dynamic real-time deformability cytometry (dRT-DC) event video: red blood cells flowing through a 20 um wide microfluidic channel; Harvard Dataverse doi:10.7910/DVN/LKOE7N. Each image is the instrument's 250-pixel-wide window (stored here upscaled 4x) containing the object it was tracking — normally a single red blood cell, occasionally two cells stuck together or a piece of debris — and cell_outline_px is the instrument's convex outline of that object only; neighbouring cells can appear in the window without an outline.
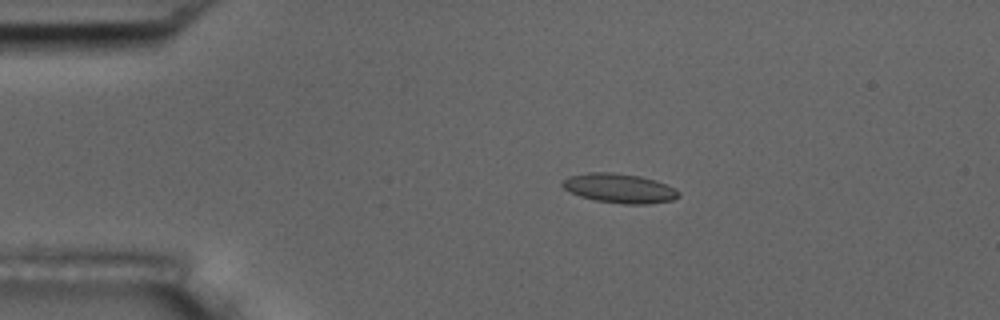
{"species": "common noctule bat (a hibernating species)", "species_latin": "Nyctalus noctula", "temperature_condition": "room temperature", "stored_images_in_passage": 9, "camera_frame_rate_fps": 3000, "um_per_image_px": 0.085, "animal": {"sex": "male", "body_mass_g": 17.5, "forearm_length_mm": 52.3}, "frame": {"image": 1, "passage_image": 2, "time_ms": 1.333, "image_size_px": [1000, 320], "cell_outline_px": [[680, 196], [672, 200], [648, 204], [624, 204], [596, 200], [580, 196], [568, 192], [560, 184], [568, 176], [588, 172], [612, 172], [640, 176], [656, 180], [676, 188], [680, 192]], "centroid_in_image_um": [52.65, 16.0], "position_along_channel_um": 32.3, "area_um2": 20.06}}
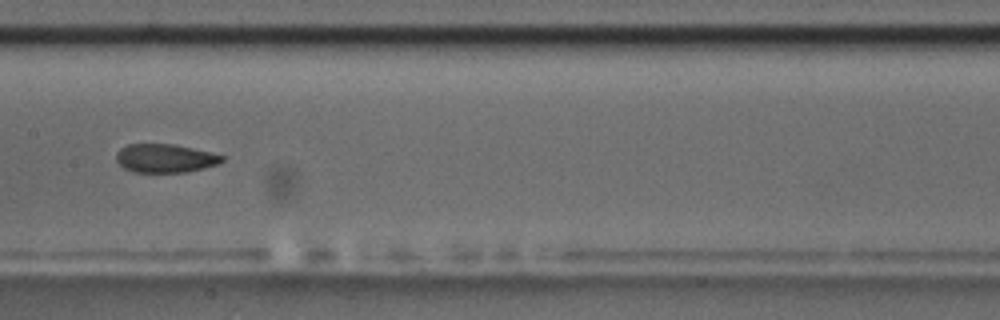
{"frame": {"image": 2, "passage_image": 7, "time_ms": 7.0, "image_size_px": [1000, 320], "cell_outline_px": [[224, 160], [220, 164], [188, 172], [132, 172], [124, 168], [116, 160], [116, 152], [120, 148], [128, 144], [176, 144], [224, 156]], "centroid_in_image_um": [14.03, 13.45], "position_along_channel_um": 193.4, "area_um2": 17.69}}
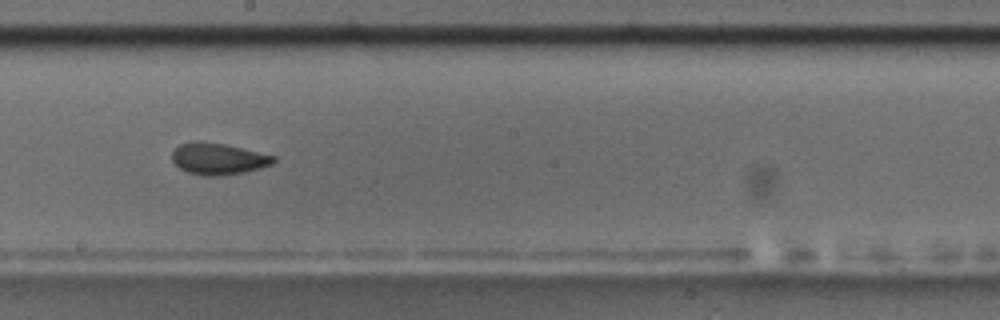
{"frame": {"image": 3, "passage_image": 8, "time_ms": 8.0, "image_size_px": [1000, 320], "cell_outline_px": [[276, 160], [272, 164], [260, 168], [244, 172], [220, 176], [204, 176], [188, 172], [180, 168], [172, 160], [172, 152], [180, 144], [192, 140], [196, 140], [224, 144], [276, 156]], "centroid_in_image_um": [18.54, 13.49], "position_along_channel_um": 229.7, "area_um2": 18.67}}